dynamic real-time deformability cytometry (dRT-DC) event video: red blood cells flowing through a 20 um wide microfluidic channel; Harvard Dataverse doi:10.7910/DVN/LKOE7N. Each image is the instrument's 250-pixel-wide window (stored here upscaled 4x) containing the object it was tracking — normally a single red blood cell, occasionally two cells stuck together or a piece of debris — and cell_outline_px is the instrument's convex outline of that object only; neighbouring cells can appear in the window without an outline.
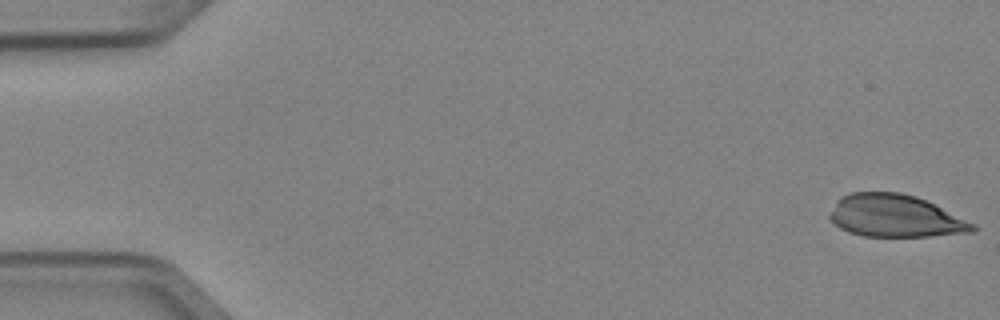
{"species": "Egyptian fruit bat (a non-hibernating species)", "species_latin": "Rousettus aegyptiacus", "temperature_condition": "cold", "stored_images_in_passage": 5, "camera_frame_rate_fps": 3000, "um_per_image_px": 0.085, "animal": {"sex": "female"}, "frame": {"image": 1, "passage_image": 1, "time_ms": 0.0, "image_size_px": [1000, 320], "cell_outline_px": [[980, 228], [976, 232], [928, 236], [864, 236], [848, 232], [840, 228], [828, 216], [828, 212], [836, 200], [840, 196], [848, 192], [900, 192], [916, 196], [976, 224]], "centroid_in_image_um": [76.08, 18.35], "position_along_channel_um": 8.9, "area_um2": 35.55}}